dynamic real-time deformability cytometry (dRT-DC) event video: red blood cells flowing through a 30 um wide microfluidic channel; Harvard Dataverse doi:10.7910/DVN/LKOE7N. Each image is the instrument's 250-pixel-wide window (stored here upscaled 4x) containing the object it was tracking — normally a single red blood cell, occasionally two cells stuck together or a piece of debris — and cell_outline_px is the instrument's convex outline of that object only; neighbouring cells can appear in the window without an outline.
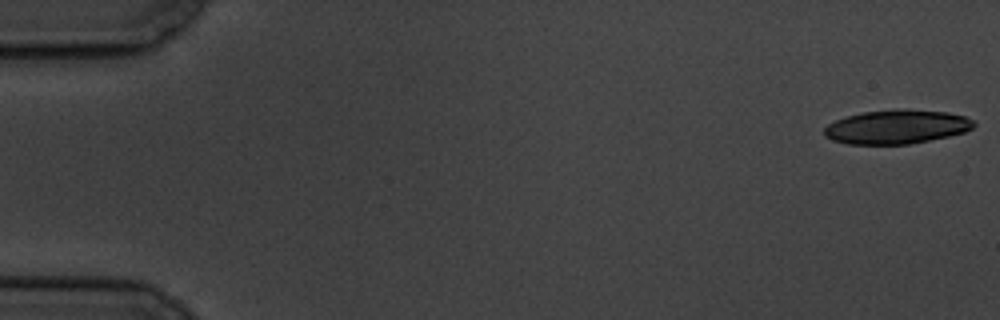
{"species": "common noctule bat (a hibernating species)", "species_latin": "Nyctalus noctula", "temperature_condition": "cold", "stored_images_in_passage": 6, "camera_frame_rate_fps": 3000, "um_per_image_px": 0.085, "animal": {"sex": "male", "body_mass_g": 19.5, "forearm_length_mm": 54.6}, "frame": {"image": 1, "passage_image": 1, "time_ms": 0.0, "image_size_px": [1000, 320], "cell_outline_px": [[976, 124], [972, 128], [964, 132], [948, 136], [908, 144], [848, 144], [832, 140], [824, 136], [824, 128], [828, 124], [836, 120], [848, 116], [864, 112], [896, 108], [904, 108], [948, 112], [964, 116], [976, 120]], "centroid_in_image_um": [76.23, 10.77], "position_along_channel_um": 8.8, "area_um2": 29.77}}